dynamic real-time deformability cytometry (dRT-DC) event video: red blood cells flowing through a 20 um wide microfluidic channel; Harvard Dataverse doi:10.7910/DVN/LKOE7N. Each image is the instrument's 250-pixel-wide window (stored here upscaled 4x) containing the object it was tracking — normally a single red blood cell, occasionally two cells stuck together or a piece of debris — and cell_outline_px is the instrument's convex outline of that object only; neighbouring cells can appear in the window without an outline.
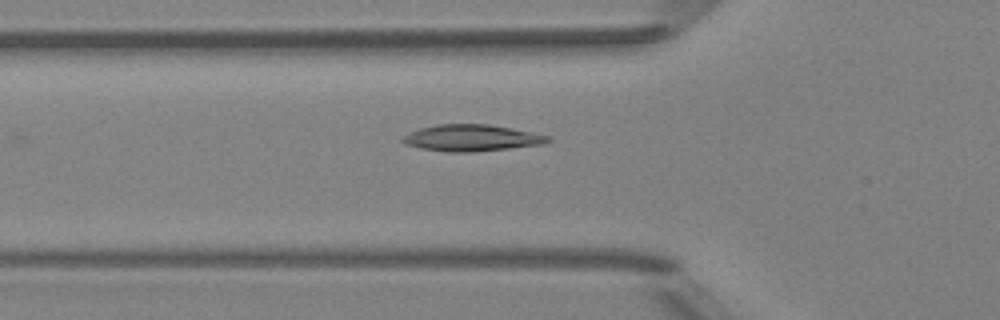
{"species": "Egyptian fruit bat (a non-hibernating species)", "species_latin": "Rousettus aegyptiacus", "temperature_condition": "room temperature", "stored_images_in_passage": 6, "camera_frame_rate_fps": 3000, "um_per_image_px": 0.085, "animal": {"sex": "female"}, "frame": {"image": 1, "passage_image": 6, "time_ms": 1.667, "image_size_px": [1000, 320], "cell_outline_px": [[552, 140], [544, 144], [472, 152], [452, 152], [420, 148], [404, 144], [400, 140], [404, 136], [420, 128], [436, 124], [488, 124], [552, 136]], "centroid_in_image_um": [40.1, 11.72], "position_along_channel_um": 85.7, "area_um2": 22.31}}